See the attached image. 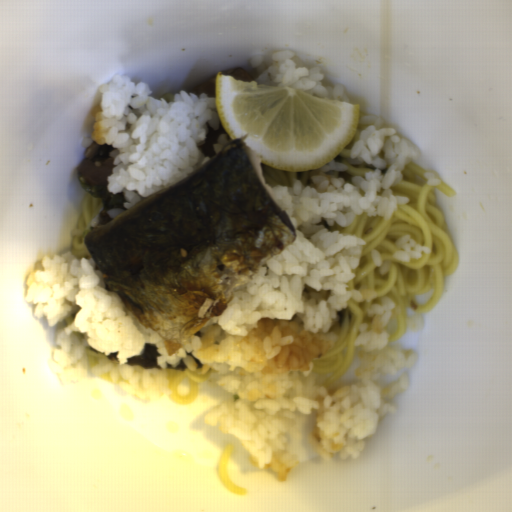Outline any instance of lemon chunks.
I'll use <instances>...</instances> for the list:
<instances>
[{
  "label": "lemon chunks",
  "mask_w": 512,
  "mask_h": 512,
  "mask_svg": "<svg viewBox=\"0 0 512 512\" xmlns=\"http://www.w3.org/2000/svg\"><path fill=\"white\" fill-rule=\"evenodd\" d=\"M220 124L230 142L241 139L264 167L311 172L356 136L360 103L320 98L291 86L215 76Z\"/></svg>",
  "instance_id": "1"
}]
</instances>
